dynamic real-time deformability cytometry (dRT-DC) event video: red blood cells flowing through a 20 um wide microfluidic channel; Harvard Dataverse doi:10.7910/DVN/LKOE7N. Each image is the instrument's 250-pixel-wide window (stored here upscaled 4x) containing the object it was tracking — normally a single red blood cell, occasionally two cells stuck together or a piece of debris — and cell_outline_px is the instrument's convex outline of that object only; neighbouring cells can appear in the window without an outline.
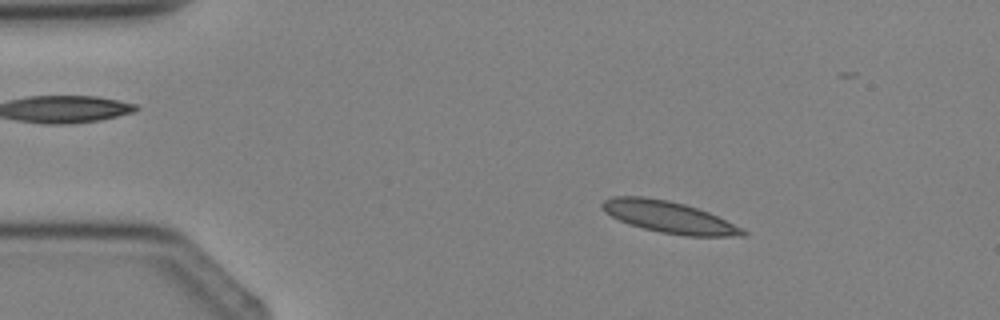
{"species": "Egyptian fruit bat (a non-hibernating species)", "species_latin": "Rousettus aegyptiacus", "temperature_condition": "cold", "stored_images_in_passage": 2, "camera_frame_rate_fps": 3000, "um_per_image_px": 0.085, "animal": {"sex": "female"}, "frame": {"image": 1, "passage_image": 1, "time_ms": 0.0, "image_size_px": [1000, 320], "cell_outline_px": [[748, 232], [744, 236], [688, 236], [660, 232], [644, 228], [620, 220], [612, 216], [600, 204], [604, 200], [612, 196], [644, 196], [668, 200], [684, 204], [708, 212]], "centroid_in_image_um": [56.85, 18.44], "position_along_channel_um": 28.2, "area_um2": 25.32}}